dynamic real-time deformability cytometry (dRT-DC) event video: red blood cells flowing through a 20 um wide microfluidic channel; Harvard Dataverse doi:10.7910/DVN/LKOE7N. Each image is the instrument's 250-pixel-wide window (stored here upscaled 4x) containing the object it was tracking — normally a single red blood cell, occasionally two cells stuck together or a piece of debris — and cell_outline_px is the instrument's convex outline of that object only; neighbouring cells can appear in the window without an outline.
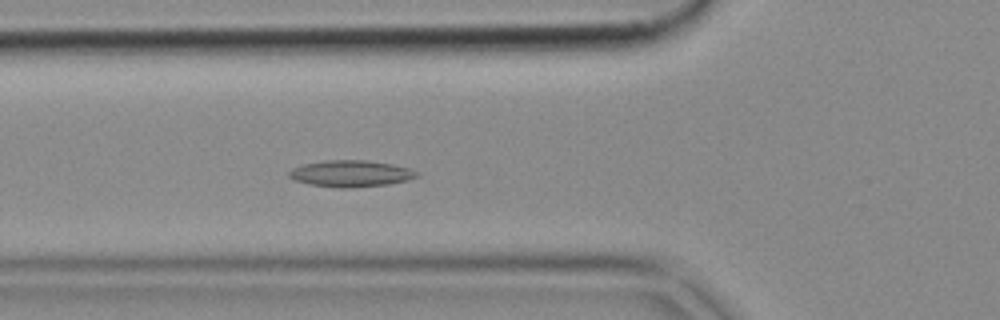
{"species": "common noctule bat (a hibernating species)", "species_latin": "Nyctalus noctula", "temperature_condition": "cold", "stored_images_in_passage": 53, "camera_frame_rate_fps": 3000, "um_per_image_px": 0.085, "animal": {"sex": "female", "body_mass_g": 18.4}, "frame": {"image": 1, "passage_image": 19, "time_ms": 6.0, "image_size_px": [1000, 320], "cell_outline_px": [[420, 176], [408, 180], [388, 184], [352, 188], [340, 188], [308, 184], [292, 180], [288, 176], [288, 172], [292, 168], [304, 164], [324, 160], [364, 160], [392, 164], [408, 168], [420, 172]], "centroid_in_image_um": [29.81, 14.76], "position_along_channel_um": 96.0, "area_um2": 19.94}}
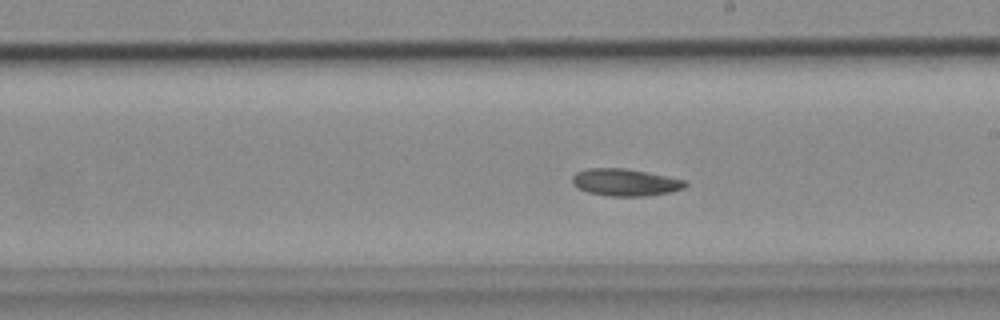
{"frame": {"image": 2, "passage_image": 30, "time_ms": 9.667, "image_size_px": [1000, 320], "cell_outline_px": [[688, 184], [684, 188], [672, 192], [648, 196], [608, 196], [588, 192], [576, 188], [572, 184], [572, 176], [576, 172], [588, 168], [624, 168], [648, 172], [688, 180]], "centroid_in_image_um": [53.17, 15.5], "position_along_channel_um": 235.8, "area_um2": 18.21}}
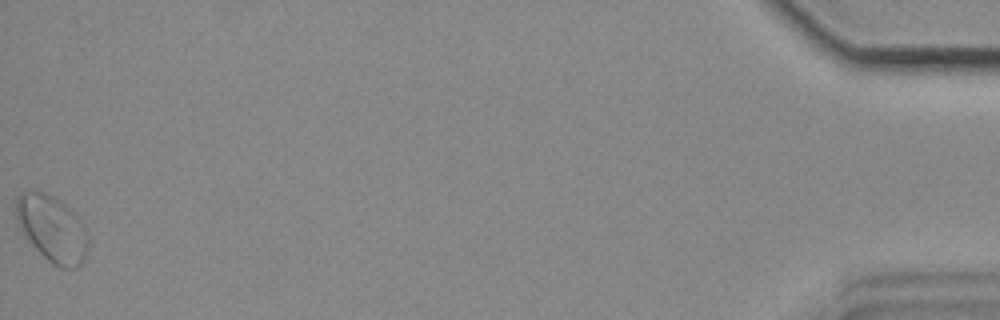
{"frame": {"image": 3, "passage_image": 53, "time_ms": 17.333, "image_size_px": [1000, 320], "cell_outline_px": [[88, 252], [80, 264], [76, 268], [60, 268], [48, 260], [32, 244], [16, 224], [16, 196], [20, 192], [44, 192], [60, 200], [84, 224], [88, 232]], "centroid_in_image_um": [4.44, 19.44], "position_along_channel_um": 430.8, "area_um2": 27.74}}